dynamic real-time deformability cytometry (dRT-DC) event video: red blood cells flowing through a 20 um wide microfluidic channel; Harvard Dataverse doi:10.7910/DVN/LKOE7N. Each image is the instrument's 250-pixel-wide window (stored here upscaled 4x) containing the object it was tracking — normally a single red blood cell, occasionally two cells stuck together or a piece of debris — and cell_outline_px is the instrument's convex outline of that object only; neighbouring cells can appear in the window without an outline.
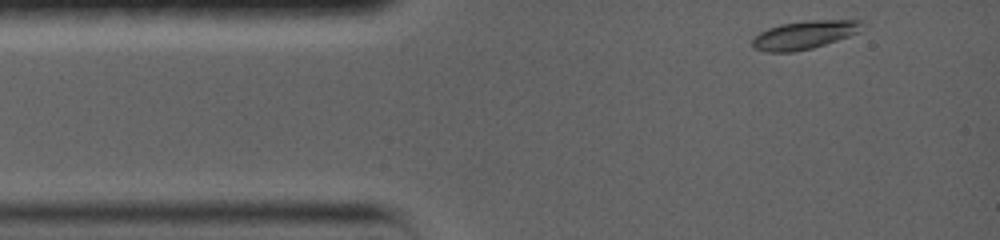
{"species": "common noctule bat (a hibernating species)", "species_latin": "Nyctalus noctula", "temperature_condition": "warm", "stored_images_in_passage": 63, "camera_frame_rate_fps": 5000, "um_per_image_px": 0.085, "animal": {"sex": "female", "body_mass_g": 19.0, "forearm_length_mm": 56.7}, "frame": {"image": 1, "passage_image": 1, "time_ms": 0.0, "image_size_px": [1000, 240], "cell_outline_px": [[868, 24], [860, 32], [812, 48], [792, 52], [764, 52], [752, 48], [752, 40], [760, 32], [768, 28], [780, 24], [804, 20], [864, 20]], "centroid_in_image_um": [68.41, 2.95], "position_along_channel_um": 16.6, "area_um2": 18.38}}
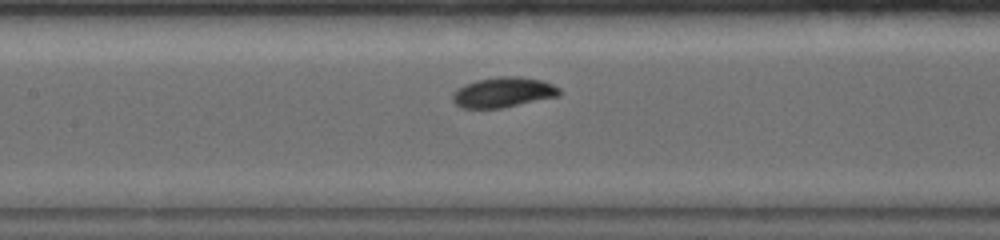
{"frame": {"image": 2, "passage_image": 26, "time_ms": 5.2, "image_size_px": [1000, 240], "cell_outline_px": [[564, 92], [560, 96], [500, 108], [460, 108], [452, 100], [452, 92], [456, 88], [464, 84], [476, 80], [500, 76], [520, 76], [544, 80], [560, 88]], "centroid_in_image_um": [42.79, 7.83], "position_along_channel_um": 164.6, "area_um2": 19.13}}
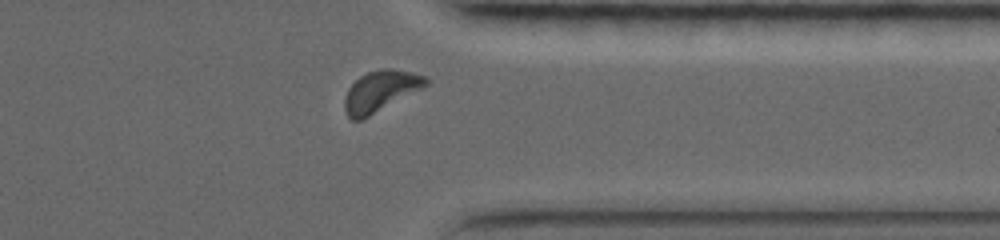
{"frame": {"image": 3, "passage_image": 54, "time_ms": 11.0, "image_size_px": [1000, 240], "cell_outline_px": [[428, 84], [424, 88], [360, 120], [352, 120], [348, 116], [344, 108], [344, 100], [348, 88], [360, 76], [368, 72], [384, 68], [392, 68], [424, 76], [428, 80]], "centroid_in_image_um": [32.33, 7.74], "position_along_channel_um": 379.1, "area_um2": 19.13}, "authors_computed_cell_mechanics": {"area_um2": 18.207, "velocity_mm_per_s": 3.7225, "shape_relaxation_time_tau1_ms": 3.4218, "shape_relaxation_time_tau2_ms": null, "deformation_change_tau1": 0.1702, "deformation_change_tau2": null}}